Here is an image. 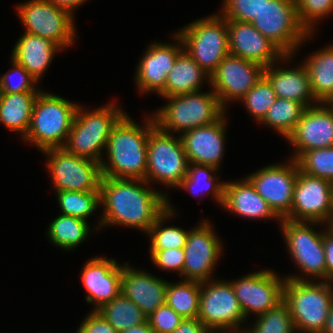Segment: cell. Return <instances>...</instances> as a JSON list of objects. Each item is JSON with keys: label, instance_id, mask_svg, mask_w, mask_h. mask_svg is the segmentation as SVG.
Here are the masks:
<instances>
[{"label": "cell", "instance_id": "cell-1", "mask_svg": "<svg viewBox=\"0 0 333 333\" xmlns=\"http://www.w3.org/2000/svg\"><path fill=\"white\" fill-rule=\"evenodd\" d=\"M150 186L146 180L102 176L100 206L104 210L97 223L98 230L114 224L147 234L167 209L169 196L162 190H152Z\"/></svg>", "mask_w": 333, "mask_h": 333}, {"label": "cell", "instance_id": "cell-2", "mask_svg": "<svg viewBox=\"0 0 333 333\" xmlns=\"http://www.w3.org/2000/svg\"><path fill=\"white\" fill-rule=\"evenodd\" d=\"M150 116L144 119L143 126L127 113L117 122L108 138L107 159L100 163L102 176L145 180L148 136L156 126Z\"/></svg>", "mask_w": 333, "mask_h": 333}, {"label": "cell", "instance_id": "cell-3", "mask_svg": "<svg viewBox=\"0 0 333 333\" xmlns=\"http://www.w3.org/2000/svg\"><path fill=\"white\" fill-rule=\"evenodd\" d=\"M115 102L91 111L78 105L63 148L71 154L101 163L105 156L102 151H106L113 127L126 114Z\"/></svg>", "mask_w": 333, "mask_h": 333}, {"label": "cell", "instance_id": "cell-4", "mask_svg": "<svg viewBox=\"0 0 333 333\" xmlns=\"http://www.w3.org/2000/svg\"><path fill=\"white\" fill-rule=\"evenodd\" d=\"M164 99L166 104L152 115L156 126L170 134L181 135L193 128L210 125L227 113L212 89Z\"/></svg>", "mask_w": 333, "mask_h": 333}, {"label": "cell", "instance_id": "cell-5", "mask_svg": "<svg viewBox=\"0 0 333 333\" xmlns=\"http://www.w3.org/2000/svg\"><path fill=\"white\" fill-rule=\"evenodd\" d=\"M78 105L42 90L35 100L31 124L23 140L35 145L40 152L63 148Z\"/></svg>", "mask_w": 333, "mask_h": 333}, {"label": "cell", "instance_id": "cell-6", "mask_svg": "<svg viewBox=\"0 0 333 333\" xmlns=\"http://www.w3.org/2000/svg\"><path fill=\"white\" fill-rule=\"evenodd\" d=\"M283 301L289 307L296 332L322 333L333 304V285L325 281L286 279Z\"/></svg>", "mask_w": 333, "mask_h": 333}, {"label": "cell", "instance_id": "cell-7", "mask_svg": "<svg viewBox=\"0 0 333 333\" xmlns=\"http://www.w3.org/2000/svg\"><path fill=\"white\" fill-rule=\"evenodd\" d=\"M319 224L321 227L324 225L321 232L315 231L313 227ZM279 226L292 262L296 263V267L302 271L299 275L291 274L285 278L299 281H314L316 278L315 281H325L323 234L329 229L328 225L326 228L325 224L319 222H295L281 219Z\"/></svg>", "mask_w": 333, "mask_h": 333}, {"label": "cell", "instance_id": "cell-8", "mask_svg": "<svg viewBox=\"0 0 333 333\" xmlns=\"http://www.w3.org/2000/svg\"><path fill=\"white\" fill-rule=\"evenodd\" d=\"M176 34L183 49L209 76L230 54L227 20L220 13L197 19Z\"/></svg>", "mask_w": 333, "mask_h": 333}, {"label": "cell", "instance_id": "cell-9", "mask_svg": "<svg viewBox=\"0 0 333 333\" xmlns=\"http://www.w3.org/2000/svg\"><path fill=\"white\" fill-rule=\"evenodd\" d=\"M250 23L285 55L298 53L313 36L299 22L296 0H270Z\"/></svg>", "mask_w": 333, "mask_h": 333}, {"label": "cell", "instance_id": "cell-10", "mask_svg": "<svg viewBox=\"0 0 333 333\" xmlns=\"http://www.w3.org/2000/svg\"><path fill=\"white\" fill-rule=\"evenodd\" d=\"M189 161L180 135L166 133L155 126L148 136L145 180L173 189L186 177Z\"/></svg>", "mask_w": 333, "mask_h": 333}, {"label": "cell", "instance_id": "cell-11", "mask_svg": "<svg viewBox=\"0 0 333 333\" xmlns=\"http://www.w3.org/2000/svg\"><path fill=\"white\" fill-rule=\"evenodd\" d=\"M198 318L211 333L242 332L247 321L231 282L219 279L201 282Z\"/></svg>", "mask_w": 333, "mask_h": 333}, {"label": "cell", "instance_id": "cell-12", "mask_svg": "<svg viewBox=\"0 0 333 333\" xmlns=\"http://www.w3.org/2000/svg\"><path fill=\"white\" fill-rule=\"evenodd\" d=\"M16 10L24 32L50 40L62 50L76 43L74 16L67 11L46 0L25 1Z\"/></svg>", "mask_w": 333, "mask_h": 333}, {"label": "cell", "instance_id": "cell-13", "mask_svg": "<svg viewBox=\"0 0 333 333\" xmlns=\"http://www.w3.org/2000/svg\"><path fill=\"white\" fill-rule=\"evenodd\" d=\"M42 154L48 158L46 169L50 173L54 192L100 191V163L71 154L64 148L47 149Z\"/></svg>", "mask_w": 333, "mask_h": 333}, {"label": "cell", "instance_id": "cell-14", "mask_svg": "<svg viewBox=\"0 0 333 333\" xmlns=\"http://www.w3.org/2000/svg\"><path fill=\"white\" fill-rule=\"evenodd\" d=\"M333 216V183L307 175L299 170L294 187L290 214L285 218L295 222H319L325 225Z\"/></svg>", "mask_w": 333, "mask_h": 333}, {"label": "cell", "instance_id": "cell-15", "mask_svg": "<svg viewBox=\"0 0 333 333\" xmlns=\"http://www.w3.org/2000/svg\"><path fill=\"white\" fill-rule=\"evenodd\" d=\"M213 226L205 219L189 230L183 248L185 261L181 278L184 280L204 282L214 279V267L224 249Z\"/></svg>", "mask_w": 333, "mask_h": 333}, {"label": "cell", "instance_id": "cell-16", "mask_svg": "<svg viewBox=\"0 0 333 333\" xmlns=\"http://www.w3.org/2000/svg\"><path fill=\"white\" fill-rule=\"evenodd\" d=\"M297 177L298 164L293 158L287 163L267 165L246 176L280 219H285L291 212Z\"/></svg>", "mask_w": 333, "mask_h": 333}, {"label": "cell", "instance_id": "cell-17", "mask_svg": "<svg viewBox=\"0 0 333 333\" xmlns=\"http://www.w3.org/2000/svg\"><path fill=\"white\" fill-rule=\"evenodd\" d=\"M264 70L265 67L256 62L228 54L210 76L209 87L227 110L228 103L239 102L258 83Z\"/></svg>", "mask_w": 333, "mask_h": 333}, {"label": "cell", "instance_id": "cell-18", "mask_svg": "<svg viewBox=\"0 0 333 333\" xmlns=\"http://www.w3.org/2000/svg\"><path fill=\"white\" fill-rule=\"evenodd\" d=\"M285 280L270 269H261L230 281L246 320L252 313L259 316L283 301Z\"/></svg>", "mask_w": 333, "mask_h": 333}, {"label": "cell", "instance_id": "cell-19", "mask_svg": "<svg viewBox=\"0 0 333 333\" xmlns=\"http://www.w3.org/2000/svg\"><path fill=\"white\" fill-rule=\"evenodd\" d=\"M176 43L152 42L148 45L135 70V85L140 94L155 92L165 98V84L177 56L184 50L181 38L172 35ZM178 42V43H177Z\"/></svg>", "mask_w": 333, "mask_h": 333}, {"label": "cell", "instance_id": "cell-20", "mask_svg": "<svg viewBox=\"0 0 333 333\" xmlns=\"http://www.w3.org/2000/svg\"><path fill=\"white\" fill-rule=\"evenodd\" d=\"M297 159L304 151L333 147V107L329 103H318L306 107L301 119L287 137Z\"/></svg>", "mask_w": 333, "mask_h": 333}, {"label": "cell", "instance_id": "cell-21", "mask_svg": "<svg viewBox=\"0 0 333 333\" xmlns=\"http://www.w3.org/2000/svg\"><path fill=\"white\" fill-rule=\"evenodd\" d=\"M123 265L113 257L90 258L82 268L81 282L87 292L86 302L93 304L92 310H98L103 304L112 301L121 294V271Z\"/></svg>", "mask_w": 333, "mask_h": 333}, {"label": "cell", "instance_id": "cell-22", "mask_svg": "<svg viewBox=\"0 0 333 333\" xmlns=\"http://www.w3.org/2000/svg\"><path fill=\"white\" fill-rule=\"evenodd\" d=\"M226 117L224 114L210 125L193 128L180 135L189 163L210 165L219 170L226 148Z\"/></svg>", "mask_w": 333, "mask_h": 333}, {"label": "cell", "instance_id": "cell-23", "mask_svg": "<svg viewBox=\"0 0 333 333\" xmlns=\"http://www.w3.org/2000/svg\"><path fill=\"white\" fill-rule=\"evenodd\" d=\"M231 55L256 62L264 67L278 62L285 54L250 22L227 20Z\"/></svg>", "mask_w": 333, "mask_h": 333}, {"label": "cell", "instance_id": "cell-24", "mask_svg": "<svg viewBox=\"0 0 333 333\" xmlns=\"http://www.w3.org/2000/svg\"><path fill=\"white\" fill-rule=\"evenodd\" d=\"M168 281L123 263L121 293L134 302L148 317L165 304Z\"/></svg>", "mask_w": 333, "mask_h": 333}, {"label": "cell", "instance_id": "cell-25", "mask_svg": "<svg viewBox=\"0 0 333 333\" xmlns=\"http://www.w3.org/2000/svg\"><path fill=\"white\" fill-rule=\"evenodd\" d=\"M293 56L296 55H284L278 63L275 62L265 67L264 76L272 84L277 97L302 103L305 107L314 106L318 102L313 96L310 77L305 64L302 62L298 67H288V69L283 65L278 66L281 62L283 64L286 61L289 62Z\"/></svg>", "mask_w": 333, "mask_h": 333}, {"label": "cell", "instance_id": "cell-26", "mask_svg": "<svg viewBox=\"0 0 333 333\" xmlns=\"http://www.w3.org/2000/svg\"><path fill=\"white\" fill-rule=\"evenodd\" d=\"M223 209L247 219H281L269 204L258 194L252 183L244 177L236 181H226Z\"/></svg>", "mask_w": 333, "mask_h": 333}, {"label": "cell", "instance_id": "cell-27", "mask_svg": "<svg viewBox=\"0 0 333 333\" xmlns=\"http://www.w3.org/2000/svg\"><path fill=\"white\" fill-rule=\"evenodd\" d=\"M61 50L50 40L24 32L12 49L11 58L40 82L55 54Z\"/></svg>", "mask_w": 333, "mask_h": 333}, {"label": "cell", "instance_id": "cell-28", "mask_svg": "<svg viewBox=\"0 0 333 333\" xmlns=\"http://www.w3.org/2000/svg\"><path fill=\"white\" fill-rule=\"evenodd\" d=\"M209 78L210 76L183 50L167 76L165 97L199 92L205 80L209 85Z\"/></svg>", "mask_w": 333, "mask_h": 333}, {"label": "cell", "instance_id": "cell-29", "mask_svg": "<svg viewBox=\"0 0 333 333\" xmlns=\"http://www.w3.org/2000/svg\"><path fill=\"white\" fill-rule=\"evenodd\" d=\"M303 61L316 101L330 103L333 99V44L316 50Z\"/></svg>", "mask_w": 333, "mask_h": 333}, {"label": "cell", "instance_id": "cell-30", "mask_svg": "<svg viewBox=\"0 0 333 333\" xmlns=\"http://www.w3.org/2000/svg\"><path fill=\"white\" fill-rule=\"evenodd\" d=\"M39 93H2L0 123L9 131L19 132L21 139L29 130L34 103Z\"/></svg>", "mask_w": 333, "mask_h": 333}, {"label": "cell", "instance_id": "cell-31", "mask_svg": "<svg viewBox=\"0 0 333 333\" xmlns=\"http://www.w3.org/2000/svg\"><path fill=\"white\" fill-rule=\"evenodd\" d=\"M217 171L216 167L210 165L189 163L187 175L177 188L188 191L193 196L205 192L206 196L211 195L213 201L215 200L222 207L226 181L216 180Z\"/></svg>", "mask_w": 333, "mask_h": 333}, {"label": "cell", "instance_id": "cell-32", "mask_svg": "<svg viewBox=\"0 0 333 333\" xmlns=\"http://www.w3.org/2000/svg\"><path fill=\"white\" fill-rule=\"evenodd\" d=\"M90 231L91 227L87 221L60 214L51 221L46 235L55 247L72 251L91 235Z\"/></svg>", "mask_w": 333, "mask_h": 333}, {"label": "cell", "instance_id": "cell-33", "mask_svg": "<svg viewBox=\"0 0 333 333\" xmlns=\"http://www.w3.org/2000/svg\"><path fill=\"white\" fill-rule=\"evenodd\" d=\"M201 282L193 280L168 281L165 303L181 317L198 318Z\"/></svg>", "mask_w": 333, "mask_h": 333}, {"label": "cell", "instance_id": "cell-34", "mask_svg": "<svg viewBox=\"0 0 333 333\" xmlns=\"http://www.w3.org/2000/svg\"><path fill=\"white\" fill-rule=\"evenodd\" d=\"M170 201V198H167V209L155 220L147 233L150 238V250L180 249L186 245L189 230L177 226H164L165 221L174 218L177 212Z\"/></svg>", "mask_w": 333, "mask_h": 333}, {"label": "cell", "instance_id": "cell-35", "mask_svg": "<svg viewBox=\"0 0 333 333\" xmlns=\"http://www.w3.org/2000/svg\"><path fill=\"white\" fill-rule=\"evenodd\" d=\"M118 332L147 321L142 310L122 293L97 310Z\"/></svg>", "mask_w": 333, "mask_h": 333}, {"label": "cell", "instance_id": "cell-36", "mask_svg": "<svg viewBox=\"0 0 333 333\" xmlns=\"http://www.w3.org/2000/svg\"><path fill=\"white\" fill-rule=\"evenodd\" d=\"M305 109L306 107L302 103L277 97L260 124L272 128L287 139L298 124Z\"/></svg>", "mask_w": 333, "mask_h": 333}, {"label": "cell", "instance_id": "cell-37", "mask_svg": "<svg viewBox=\"0 0 333 333\" xmlns=\"http://www.w3.org/2000/svg\"><path fill=\"white\" fill-rule=\"evenodd\" d=\"M56 193L62 215L87 221L100 207V191H60Z\"/></svg>", "mask_w": 333, "mask_h": 333}, {"label": "cell", "instance_id": "cell-38", "mask_svg": "<svg viewBox=\"0 0 333 333\" xmlns=\"http://www.w3.org/2000/svg\"><path fill=\"white\" fill-rule=\"evenodd\" d=\"M256 318L252 326L244 328L245 333H295L293 319L288 305L282 301ZM252 327V328H250Z\"/></svg>", "mask_w": 333, "mask_h": 333}, {"label": "cell", "instance_id": "cell-39", "mask_svg": "<svg viewBox=\"0 0 333 333\" xmlns=\"http://www.w3.org/2000/svg\"><path fill=\"white\" fill-rule=\"evenodd\" d=\"M296 162L301 172L333 183V147L304 151Z\"/></svg>", "mask_w": 333, "mask_h": 333}, {"label": "cell", "instance_id": "cell-40", "mask_svg": "<svg viewBox=\"0 0 333 333\" xmlns=\"http://www.w3.org/2000/svg\"><path fill=\"white\" fill-rule=\"evenodd\" d=\"M276 99L277 95L272 84L263 76L239 102L241 101L248 113H250V116L260 123Z\"/></svg>", "mask_w": 333, "mask_h": 333}, {"label": "cell", "instance_id": "cell-41", "mask_svg": "<svg viewBox=\"0 0 333 333\" xmlns=\"http://www.w3.org/2000/svg\"><path fill=\"white\" fill-rule=\"evenodd\" d=\"M11 59L12 68L5 74H0V92L1 93H24L41 92L36 86L39 85L35 79L23 66L19 65L14 59ZM16 77V78H15ZM36 87V88H35Z\"/></svg>", "mask_w": 333, "mask_h": 333}, {"label": "cell", "instance_id": "cell-42", "mask_svg": "<svg viewBox=\"0 0 333 333\" xmlns=\"http://www.w3.org/2000/svg\"><path fill=\"white\" fill-rule=\"evenodd\" d=\"M296 3L299 22L308 33L314 34L317 21L333 15V0H296Z\"/></svg>", "mask_w": 333, "mask_h": 333}, {"label": "cell", "instance_id": "cell-43", "mask_svg": "<svg viewBox=\"0 0 333 333\" xmlns=\"http://www.w3.org/2000/svg\"><path fill=\"white\" fill-rule=\"evenodd\" d=\"M270 0H223L221 12L226 20L251 22Z\"/></svg>", "mask_w": 333, "mask_h": 333}, {"label": "cell", "instance_id": "cell-44", "mask_svg": "<svg viewBox=\"0 0 333 333\" xmlns=\"http://www.w3.org/2000/svg\"><path fill=\"white\" fill-rule=\"evenodd\" d=\"M184 318L166 303L147 317L154 333H172Z\"/></svg>", "mask_w": 333, "mask_h": 333}, {"label": "cell", "instance_id": "cell-45", "mask_svg": "<svg viewBox=\"0 0 333 333\" xmlns=\"http://www.w3.org/2000/svg\"><path fill=\"white\" fill-rule=\"evenodd\" d=\"M151 261L158 268L166 271H176L182 276L185 254L183 248H169L165 250H149Z\"/></svg>", "mask_w": 333, "mask_h": 333}, {"label": "cell", "instance_id": "cell-46", "mask_svg": "<svg viewBox=\"0 0 333 333\" xmlns=\"http://www.w3.org/2000/svg\"><path fill=\"white\" fill-rule=\"evenodd\" d=\"M83 320L76 333H118L97 310H91Z\"/></svg>", "mask_w": 333, "mask_h": 333}, {"label": "cell", "instance_id": "cell-47", "mask_svg": "<svg viewBox=\"0 0 333 333\" xmlns=\"http://www.w3.org/2000/svg\"><path fill=\"white\" fill-rule=\"evenodd\" d=\"M323 247L326 261L325 282L333 284V232L330 229L323 234Z\"/></svg>", "mask_w": 333, "mask_h": 333}, {"label": "cell", "instance_id": "cell-48", "mask_svg": "<svg viewBox=\"0 0 333 333\" xmlns=\"http://www.w3.org/2000/svg\"><path fill=\"white\" fill-rule=\"evenodd\" d=\"M172 333H211L199 318H185Z\"/></svg>", "mask_w": 333, "mask_h": 333}, {"label": "cell", "instance_id": "cell-49", "mask_svg": "<svg viewBox=\"0 0 333 333\" xmlns=\"http://www.w3.org/2000/svg\"><path fill=\"white\" fill-rule=\"evenodd\" d=\"M57 8L63 9L74 16V12L79 6H83L88 0H46Z\"/></svg>", "mask_w": 333, "mask_h": 333}, {"label": "cell", "instance_id": "cell-50", "mask_svg": "<svg viewBox=\"0 0 333 333\" xmlns=\"http://www.w3.org/2000/svg\"><path fill=\"white\" fill-rule=\"evenodd\" d=\"M118 333H154L153 329L150 326L148 320L141 325L131 327L126 330H122Z\"/></svg>", "mask_w": 333, "mask_h": 333}, {"label": "cell", "instance_id": "cell-51", "mask_svg": "<svg viewBox=\"0 0 333 333\" xmlns=\"http://www.w3.org/2000/svg\"><path fill=\"white\" fill-rule=\"evenodd\" d=\"M322 333H333V304L326 319L325 328Z\"/></svg>", "mask_w": 333, "mask_h": 333}, {"label": "cell", "instance_id": "cell-52", "mask_svg": "<svg viewBox=\"0 0 333 333\" xmlns=\"http://www.w3.org/2000/svg\"><path fill=\"white\" fill-rule=\"evenodd\" d=\"M328 228L333 232V220L328 223Z\"/></svg>", "mask_w": 333, "mask_h": 333}, {"label": "cell", "instance_id": "cell-53", "mask_svg": "<svg viewBox=\"0 0 333 333\" xmlns=\"http://www.w3.org/2000/svg\"><path fill=\"white\" fill-rule=\"evenodd\" d=\"M2 93L0 92V106H1Z\"/></svg>", "mask_w": 333, "mask_h": 333}, {"label": "cell", "instance_id": "cell-54", "mask_svg": "<svg viewBox=\"0 0 333 333\" xmlns=\"http://www.w3.org/2000/svg\"><path fill=\"white\" fill-rule=\"evenodd\" d=\"M329 104L333 107V99L331 100V102Z\"/></svg>", "mask_w": 333, "mask_h": 333}]
</instances>
